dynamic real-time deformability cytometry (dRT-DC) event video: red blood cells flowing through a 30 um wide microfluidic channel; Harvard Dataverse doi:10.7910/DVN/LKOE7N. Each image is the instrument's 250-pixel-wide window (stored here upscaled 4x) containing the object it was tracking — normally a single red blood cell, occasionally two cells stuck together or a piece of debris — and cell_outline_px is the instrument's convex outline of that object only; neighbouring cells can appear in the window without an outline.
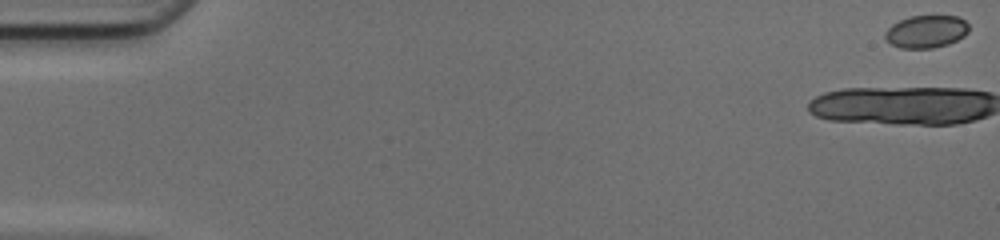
{"species": "common noctule bat (a hibernating species)", "species_latin": "Nyctalus noctula", "temperature_condition": "cold", "stored_images_in_passage": 18, "camera_frame_rate_fps": 3000, "um_per_image_px": 0.085, "animal": {"sex": "female", "body_mass_g": 17.0, "forearm_length_mm": 48.0}, "frame": {"image": 1, "passage_image": 1, "time_ms": 0.0, "image_size_px": [1000, 240], "cell_outline_px": [[968, 32], [964, 36], [948, 44], [932, 48], [900, 48], [892, 44], [884, 36], [884, 32], [892, 24], [908, 16], [956, 16], [964, 20], [968, 24]], "centroid_in_image_um": [78.72, 2.68], "position_along_channel_um": 6.3, "area_um2": 15.84}}